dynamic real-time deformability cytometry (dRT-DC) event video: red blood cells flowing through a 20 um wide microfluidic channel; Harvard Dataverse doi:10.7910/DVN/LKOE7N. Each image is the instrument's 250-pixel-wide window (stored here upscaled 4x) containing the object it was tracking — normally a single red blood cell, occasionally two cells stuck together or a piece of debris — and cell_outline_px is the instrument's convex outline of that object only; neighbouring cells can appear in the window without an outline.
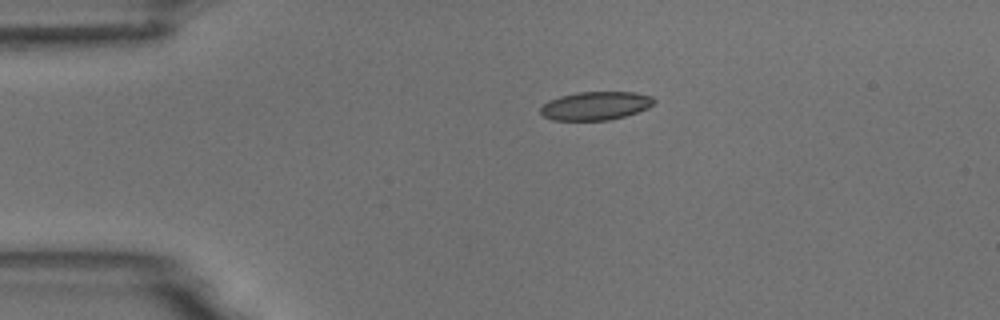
{"species": "common noctule bat (a hibernating species)", "species_latin": "Nyctalus noctula", "temperature_condition": "room temperature", "stored_images_in_passage": 5, "camera_frame_rate_fps": 3000, "um_per_image_px": 0.085, "animal": {"sex": "male", "body_mass_g": 18.8}, "frame": {"image": 1, "passage_image": 4, "time_ms": 3.667, "image_size_px": [1000, 320], "cell_outline_px": [[656, 100], [648, 108], [624, 116], [608, 120], [552, 120], [544, 116], [540, 112], [540, 108], [548, 100], [560, 96], [576, 92], [636, 92], [652, 96]], "centroid_in_image_um": [50.62, 8.98], "position_along_channel_um": 34.4, "area_um2": 18.79}}